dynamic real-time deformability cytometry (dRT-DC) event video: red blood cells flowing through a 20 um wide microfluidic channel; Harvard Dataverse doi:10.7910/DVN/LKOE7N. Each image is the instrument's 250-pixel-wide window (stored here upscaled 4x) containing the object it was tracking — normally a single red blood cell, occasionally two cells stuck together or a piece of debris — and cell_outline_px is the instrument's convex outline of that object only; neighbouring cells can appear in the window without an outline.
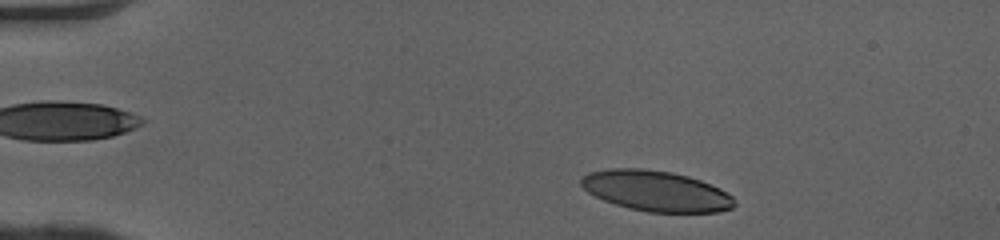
{"species": "human", "species_latin": "Homo sapiens", "temperature_condition": "cold", "stored_images_in_passage": 42, "camera_frame_rate_fps": 3000, "um_per_image_px": 0.085, "donor": {"sex": "female"}, "frame": {"image": 1, "passage_image": 1, "time_ms": 0.0, "image_size_px": [1000, 240], "cell_outline_px": [[736, 204], [732, 208], [716, 212], [648, 212], [628, 208], [604, 200], [588, 192], [580, 184], [580, 180], [588, 172], [612, 168], [640, 168], [672, 172], [688, 176], [700, 180], [720, 188], [732, 196], [736, 200]], "centroid_in_image_um": [55.78, 16.23], "position_along_channel_um": 29.2, "area_um2": 36.18}}
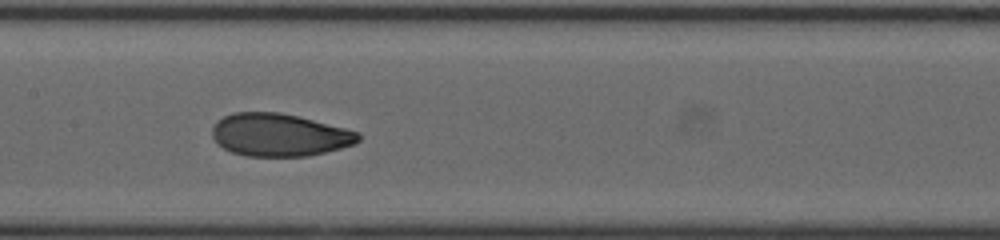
{"frame": {"image": 2, "passage_image": 18, "time_ms": 5.667, "image_size_px": [1000, 240], "cell_outline_px": [[360, 140], [356, 144], [308, 156], [244, 156], [232, 152], [224, 148], [212, 136], [212, 128], [224, 116], [232, 112], [280, 112], [360, 132]], "centroid_in_image_um": [23.75, 11.47], "position_along_channel_um": 183.6, "area_um2": 36.07}}
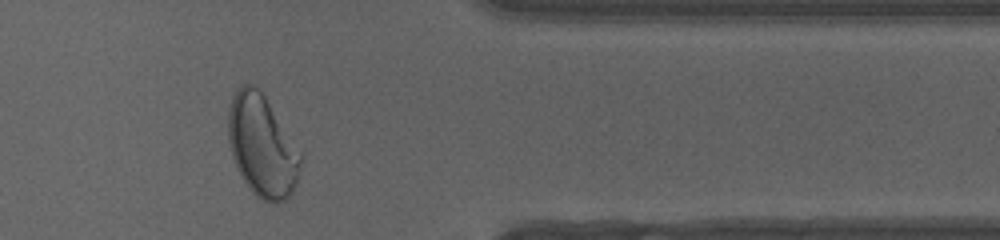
{"frame": {"image": 3, "passage_image": 34, "time_ms": 11.0, "image_size_px": [1000, 240], "cell_outline_px": [[300, 172], [296, 184], [292, 192], [284, 200], [264, 200], [256, 196], [248, 188], [232, 156], [228, 140], [228, 108], [232, 96], [244, 84], [252, 84], [264, 96], [300, 152]], "centroid_in_image_um": [22.25, 12.41], "position_along_channel_um": 389.2, "area_um2": 41.85}, "authors_computed_cell_mechanics": {"area_um2": 37.3677, "velocity_mm_per_s": 4.0757, "shape_relaxation_time_tau1_ms": 4.7573, "shape_relaxation_time_tau2_ms": 0.9784, "deformation_change_tau1": 0.1781, "deformation_change_tau2": 0.0611}}